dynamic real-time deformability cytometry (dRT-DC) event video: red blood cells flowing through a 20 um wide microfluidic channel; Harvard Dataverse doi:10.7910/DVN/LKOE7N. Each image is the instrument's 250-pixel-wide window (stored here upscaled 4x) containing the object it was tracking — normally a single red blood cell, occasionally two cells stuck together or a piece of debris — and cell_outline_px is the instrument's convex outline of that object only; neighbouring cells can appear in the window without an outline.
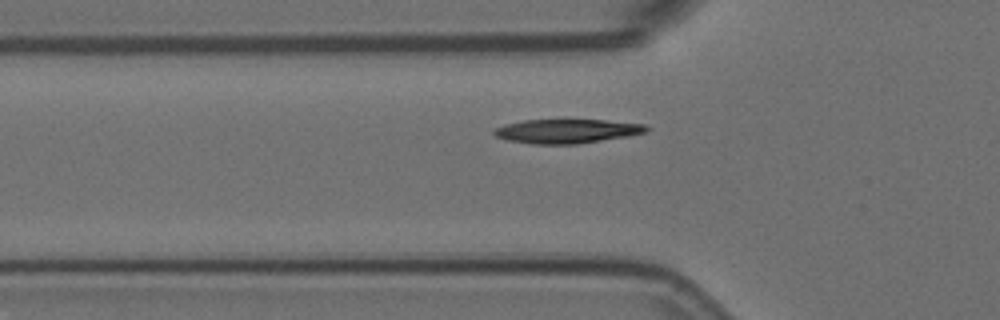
{"species": "Egyptian fruit bat (a non-hibernating species)", "species_latin": "Rousettus aegyptiacus", "temperature_condition": "room temperature", "stored_images_in_passage": 42, "camera_frame_rate_fps": 3000, "um_per_image_px": 0.085, "animal": {"sex": "female"}, "frame": {"image": 1, "passage_image": 10, "time_ms": 3.0, "image_size_px": [1000, 320], "cell_outline_px": [[652, 128], [644, 132], [628, 136], [576, 144], [532, 144], [504, 140], [496, 136], [492, 132], [496, 128], [504, 124], [524, 120], [604, 120], [644, 124]], "centroid_in_image_um": [48.15, 11.15], "position_along_channel_um": 77.6, "area_um2": 21.39}}
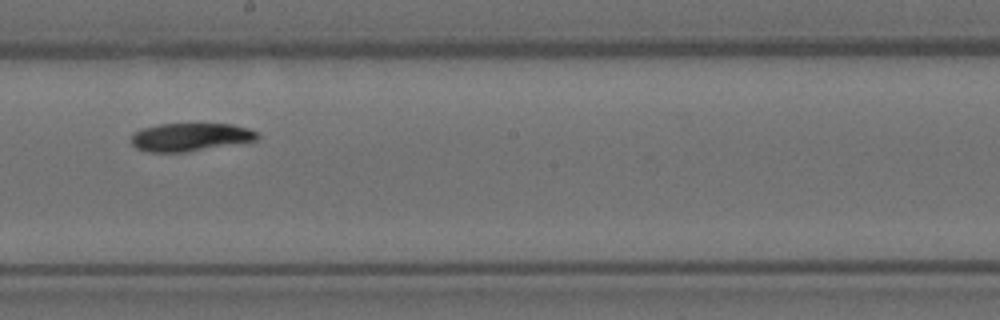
{"frame": {"image": 2, "passage_image": 23, "time_ms": 7.333, "image_size_px": [1000, 320], "cell_outline_px": [[260, 136], [256, 140], [184, 152], [148, 152], [136, 148], [132, 144], [132, 136], [140, 128], [160, 124], [232, 124], [248, 128], [256, 132]], "centroid_in_image_um": [16.15, 11.64], "position_along_channel_um": 232.1, "area_um2": 20.4}}
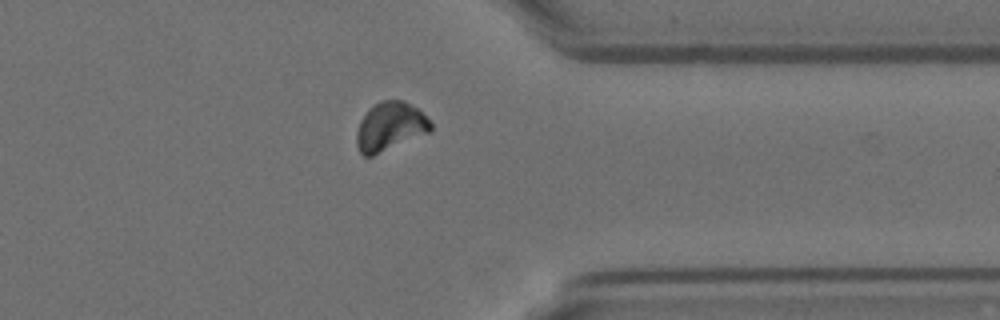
{"frame": {"image": 3, "passage_image": 36, "time_ms": 11.667, "image_size_px": [1000, 320], "cell_outline_px": [[432, 132], [372, 156], [364, 156], [360, 152], [356, 144], [356, 132], [360, 120], [368, 108], [380, 100], [404, 100], [416, 108], [432, 124]], "centroid_in_image_um": [33.14, 10.76], "position_along_channel_um": 378.3, "area_um2": 21.15}, "authors_computed_cell_mechanics": {"area_um2": 20.6924, "velocity_mm_per_s": 3.5501, "shape_relaxation_time_tau1_ms": 4.0624, "shape_relaxation_time_tau2_ms": null, "deformation_change_tau1": 0.1406, "deformation_change_tau2": null}}